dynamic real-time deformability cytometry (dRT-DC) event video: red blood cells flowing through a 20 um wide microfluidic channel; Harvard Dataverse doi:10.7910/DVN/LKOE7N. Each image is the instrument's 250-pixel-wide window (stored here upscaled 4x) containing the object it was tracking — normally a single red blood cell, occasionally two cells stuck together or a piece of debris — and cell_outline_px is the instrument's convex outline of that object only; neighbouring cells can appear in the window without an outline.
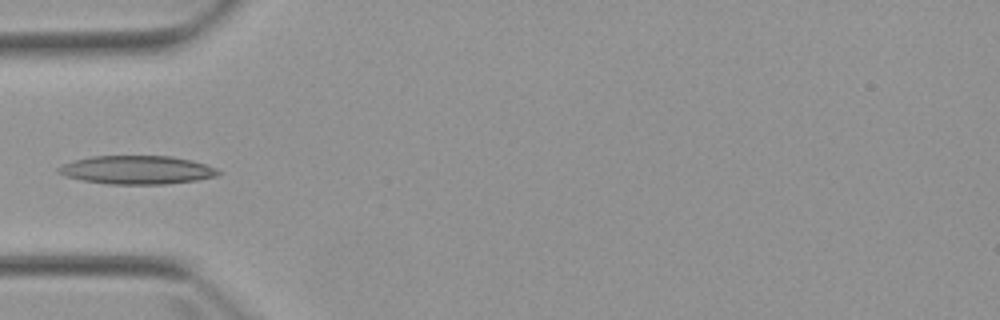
{"species": "Egyptian fruit bat (a non-hibernating species)", "species_latin": "Rousettus aegyptiacus", "temperature_condition": "warm", "stored_images_in_passage": 5, "camera_frame_rate_fps": 3000, "um_per_image_px": 0.085, "animal": {"sex": "female"}, "frame": {"image": 1, "passage_image": 4, "time_ms": 4.0, "image_size_px": [1000, 320], "cell_outline_px": [[220, 172], [216, 176], [196, 180], [164, 184], [112, 184], [84, 180], [64, 176], [56, 172], [56, 168], [72, 160], [92, 156], [172, 156], [192, 160], [216, 168]], "centroid_in_image_um": [11.61, 14.43], "position_along_channel_um": 73.4, "area_um2": 26.41}}
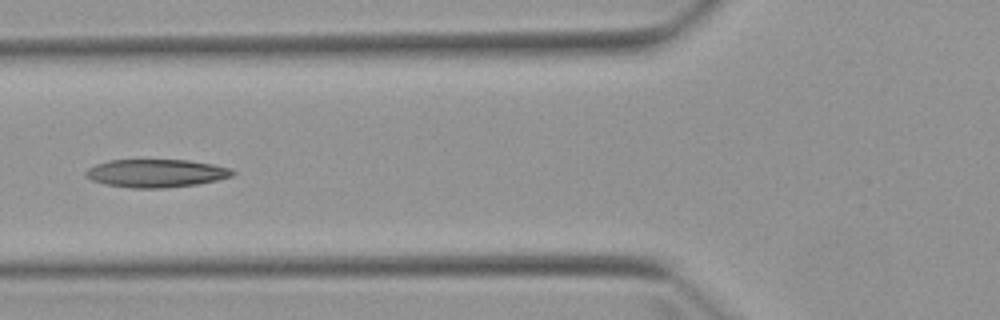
{"frame": {"image": 2, "passage_image": 5, "time_ms": 5.0, "image_size_px": [1000, 320], "cell_outline_px": [[236, 172], [232, 176], [216, 180], [196, 184], [164, 188], [132, 188], [104, 184], [92, 180], [84, 176], [84, 172], [88, 168], [96, 164], [108, 160], [188, 160], [212, 164], [228, 168]], "centroid_in_image_um": [13.22, 14.72], "position_along_channel_um": 112.6, "area_um2": 23.93}}